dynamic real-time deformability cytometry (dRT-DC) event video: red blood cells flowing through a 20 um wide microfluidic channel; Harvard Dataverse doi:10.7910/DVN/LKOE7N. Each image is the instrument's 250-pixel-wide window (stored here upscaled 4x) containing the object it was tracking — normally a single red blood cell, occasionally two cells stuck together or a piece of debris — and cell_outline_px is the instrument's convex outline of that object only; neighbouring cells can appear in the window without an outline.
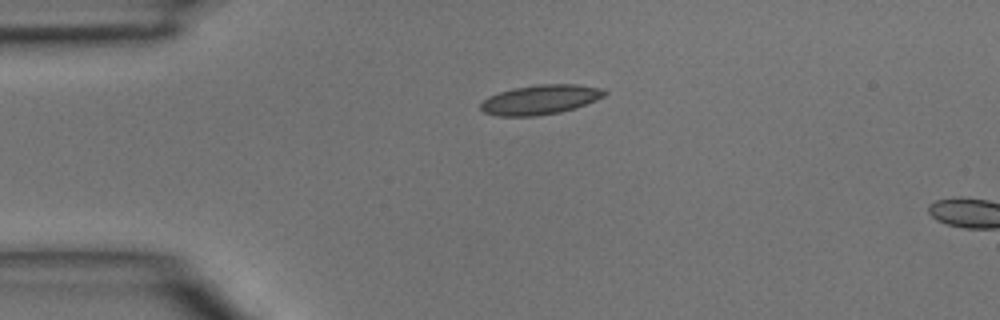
{"species": "common noctule bat (a hibernating species)", "species_latin": "Nyctalus noctula", "temperature_condition": "room temperature", "stored_images_in_passage": 2, "camera_frame_rate_fps": 3000, "um_per_image_px": 0.085, "animal": {"sex": "male", "body_mass_g": 15.6}, "frame": {"image": 1, "passage_image": 1, "time_ms": 0.0, "image_size_px": [1000, 320], "cell_outline_px": [[608, 92], [604, 96], [596, 100], [576, 108], [560, 112], [536, 116], [496, 116], [484, 112], [480, 108], [480, 104], [488, 96], [500, 92], [516, 88], [540, 84], [576, 84], [604, 88]], "centroid_in_image_um": [45.96, 8.47], "position_along_channel_um": 39.0, "area_um2": 21.39}}